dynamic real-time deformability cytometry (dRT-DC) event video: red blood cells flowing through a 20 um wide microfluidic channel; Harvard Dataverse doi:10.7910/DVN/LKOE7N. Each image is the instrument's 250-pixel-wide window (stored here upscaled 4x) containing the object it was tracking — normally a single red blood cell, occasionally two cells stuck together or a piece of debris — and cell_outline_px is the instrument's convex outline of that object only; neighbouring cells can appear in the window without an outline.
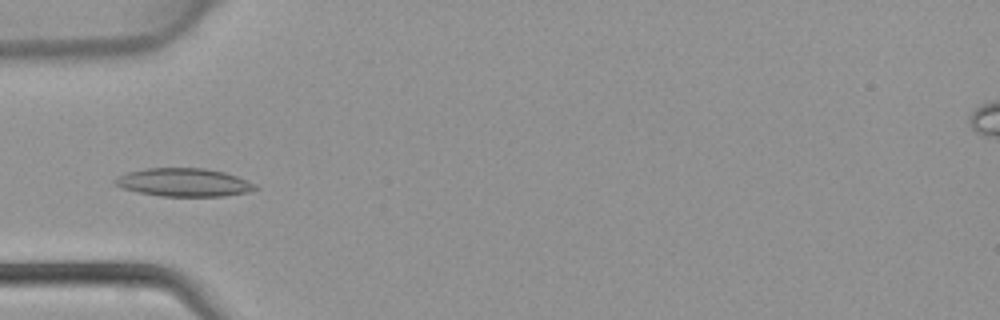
{"species": "common noctule bat (a hibernating species)", "species_latin": "Nyctalus noctula", "temperature_condition": "warm", "stored_images_in_passage": 36, "camera_frame_rate_fps": 3000, "um_per_image_px": 0.085, "animal": {"sex": "female", "body_mass_g": 22.7, "forearm_length_mm": 54.2}, "frame": {"image": 1, "passage_image": 11, "time_ms": 3.333, "image_size_px": [1000, 320], "cell_outline_px": [[260, 188], [248, 192], [224, 196], [160, 196], [120, 188], [112, 184], [112, 180], [116, 176], [128, 172], [144, 168], [204, 168], [224, 172], [236, 176], [256, 184]], "centroid_in_image_um": [15.58, 15.5], "position_along_channel_um": 69.4, "area_um2": 23.24}}
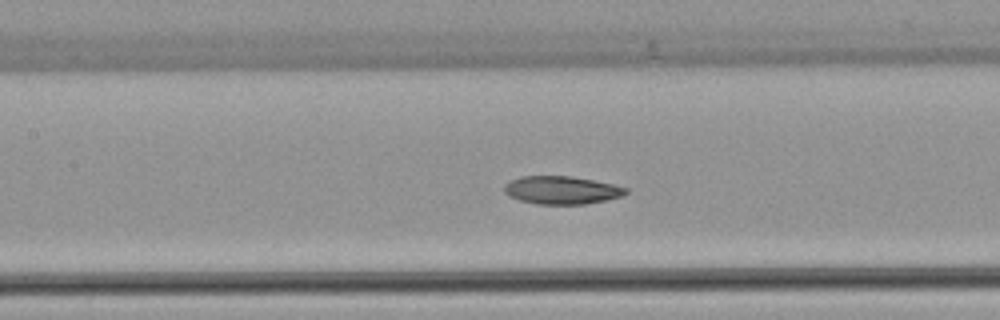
{"frame": {"image": 2, "passage_image": 17, "time_ms": 5.333, "image_size_px": [1000, 320], "cell_outline_px": [[628, 192], [620, 196], [608, 200], [584, 204], [536, 204], [520, 200], [508, 196], [504, 192], [504, 184], [508, 180], [520, 176], [572, 176], [612, 184], [628, 188]], "centroid_in_image_um": [47.69, 16.15], "position_along_channel_um": 159.7, "area_um2": 19.94}}
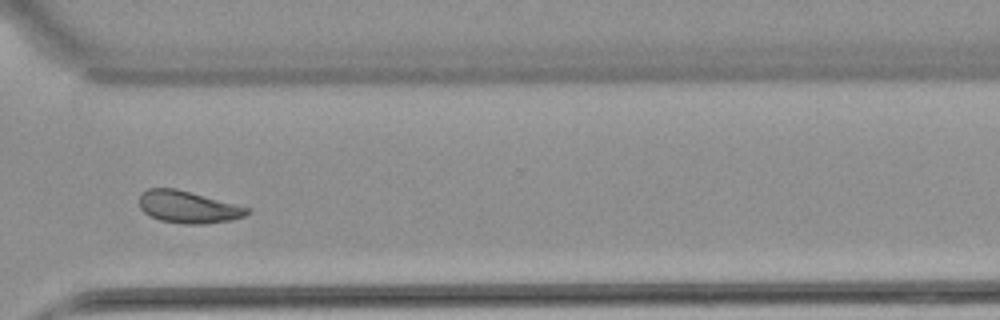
{"frame": {"image": 3, "passage_image": 30, "time_ms": 9.667, "image_size_px": [1000, 320], "cell_outline_px": [[252, 212], [244, 216], [232, 220], [204, 224], [184, 224], [160, 220], [148, 216], [140, 208], [140, 192], [148, 188], [176, 188], [252, 208]], "centroid_in_image_um": [16.01, 17.6], "position_along_channel_um": 354.6, "area_um2": 20.46}}